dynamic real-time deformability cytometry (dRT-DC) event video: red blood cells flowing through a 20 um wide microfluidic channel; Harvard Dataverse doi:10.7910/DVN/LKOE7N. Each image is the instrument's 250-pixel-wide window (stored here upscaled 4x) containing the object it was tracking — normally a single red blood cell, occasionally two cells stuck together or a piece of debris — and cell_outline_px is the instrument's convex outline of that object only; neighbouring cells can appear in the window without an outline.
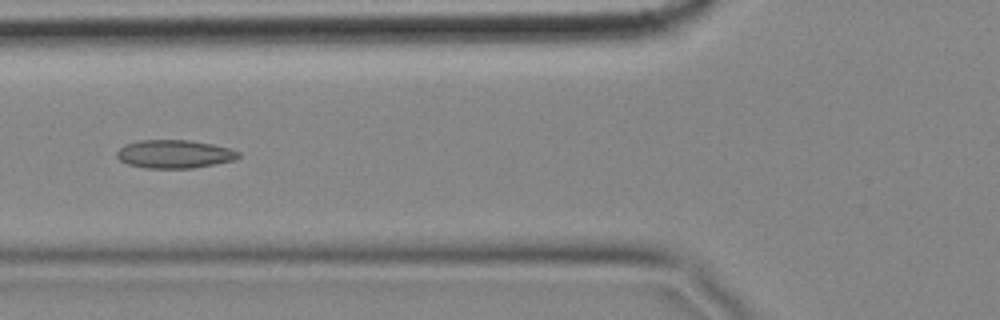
{"species": "common noctule bat (a hibernating species)", "species_latin": "Nyctalus noctula", "temperature_condition": "cold", "stored_images_in_passage": 14, "camera_frame_rate_fps": 3000, "um_per_image_px": 0.085, "animal": {"sex": "female", "body_mass_g": 18.4}, "frame": {"image": 1, "passage_image": 5, "time_ms": 1.333, "image_size_px": [1000, 320], "cell_outline_px": [[240, 156], [232, 160], [192, 168], [144, 168], [128, 164], [120, 160], [116, 156], [116, 152], [124, 144], [140, 140], [188, 140], [212, 144], [232, 148], [240, 152]], "centroid_in_image_um": [14.8, 13.09], "position_along_channel_um": 111.0, "area_um2": 20.0}}
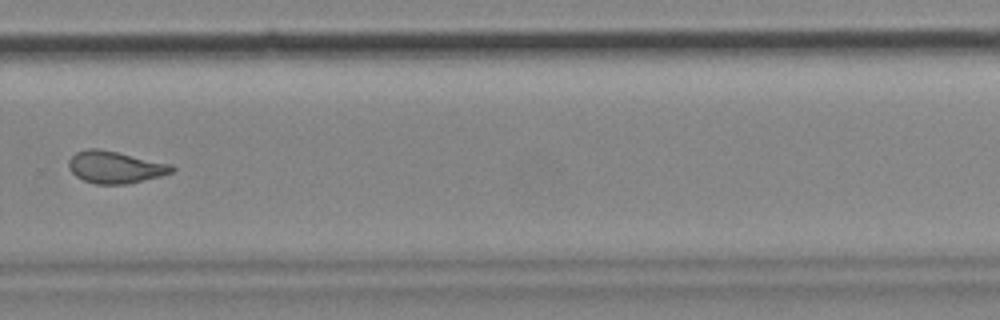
{"frame": {"image": 2, "passage_image": 10, "time_ms": 3.0, "image_size_px": [1000, 320], "cell_outline_px": [[176, 168], [172, 172], [160, 176], [128, 184], [96, 184], [84, 180], [76, 176], [68, 168], [68, 160], [76, 152], [84, 148], [100, 148], [172, 164]], "centroid_in_image_um": [9.77, 14.2], "position_along_channel_um": 320.0, "area_um2": 19.42}}